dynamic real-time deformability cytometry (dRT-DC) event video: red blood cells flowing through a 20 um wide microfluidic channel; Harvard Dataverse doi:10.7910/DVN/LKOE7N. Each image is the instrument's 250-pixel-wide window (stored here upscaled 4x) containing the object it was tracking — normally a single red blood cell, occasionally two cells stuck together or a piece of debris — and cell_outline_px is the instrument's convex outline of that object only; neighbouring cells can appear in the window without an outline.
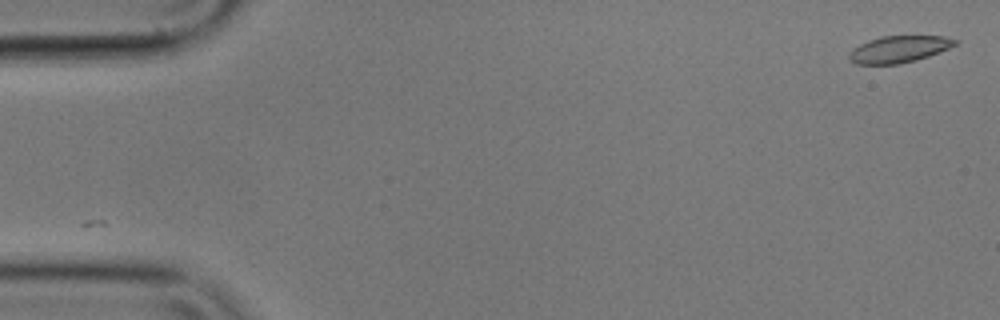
{"species": "common noctule bat (a hibernating species)", "species_latin": "Nyctalus noctula", "temperature_condition": "cold", "stored_images_in_passage": 2, "camera_frame_rate_fps": 3000, "um_per_image_px": 0.085, "animal": {"sex": "male", "body_mass_g": 17.9}, "frame": {"image": 1, "passage_image": 2, "time_ms": 0.333, "image_size_px": [1000, 320], "cell_outline_px": [[960, 40], [956, 44], [940, 52], [916, 60], [900, 64], [856, 64], [848, 56], [860, 44], [868, 40], [880, 36], [944, 36]], "centroid_in_image_um": [76.46, 4.17], "position_along_channel_um": 8.5, "area_um2": 16.36}}